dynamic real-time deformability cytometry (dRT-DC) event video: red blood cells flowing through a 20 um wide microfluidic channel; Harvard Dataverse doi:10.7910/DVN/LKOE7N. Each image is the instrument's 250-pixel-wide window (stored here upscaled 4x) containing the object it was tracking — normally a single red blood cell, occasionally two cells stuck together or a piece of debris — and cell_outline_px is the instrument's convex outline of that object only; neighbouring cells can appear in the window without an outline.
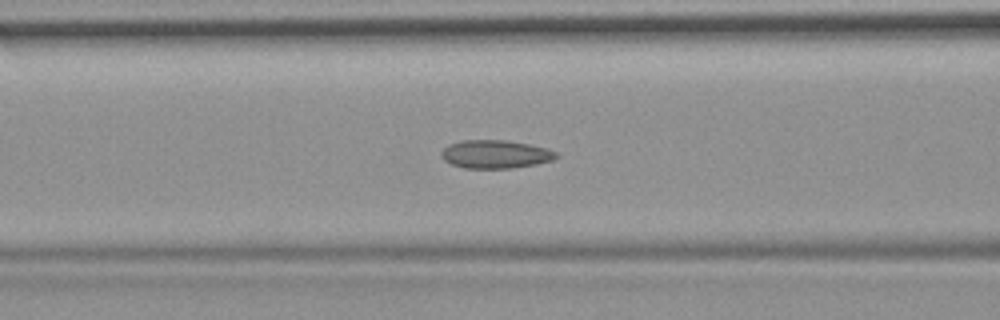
{"species": "common noctule bat (a hibernating species)", "species_latin": "Nyctalus noctula", "temperature_condition": "room temperature", "stored_images_in_passage": 46, "camera_frame_rate_fps": 3000, "um_per_image_px": 0.085, "animal": {"sex": "female", "body_mass_g": 19.9}, "frame": {"image": 1, "passage_image": 22, "time_ms": 7.0, "image_size_px": [1000, 320], "cell_outline_px": [[560, 156], [552, 160], [536, 164], [512, 168], [464, 168], [452, 164], [444, 160], [440, 156], [440, 152], [448, 144], [460, 140], [504, 140], [528, 144], [548, 148], [556, 152]], "centroid_in_image_um": [42.09, 13.1], "position_along_channel_um": 124.5, "area_um2": 19.02}}
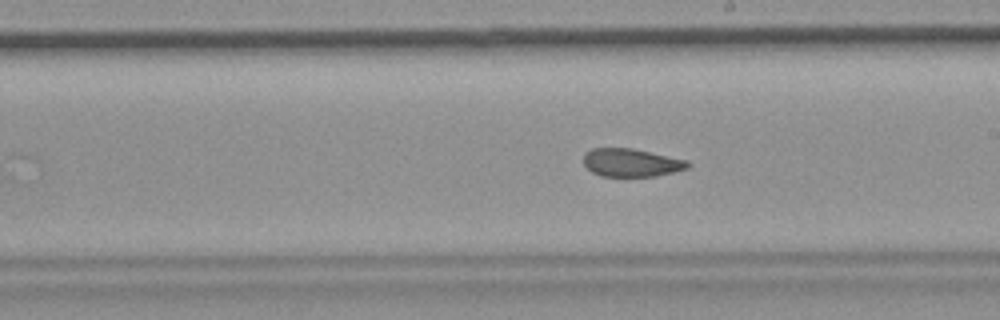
{"frame": {"image": 2, "passage_image": 31, "time_ms": 10.0, "image_size_px": [1000, 320], "cell_outline_px": [[692, 164], [688, 168], [656, 176], [600, 176], [592, 172], [584, 164], [584, 152], [592, 148], [632, 148], [688, 160]], "centroid_in_image_um": [53.66, 13.82], "position_along_channel_um": 235.3, "area_um2": 17.11}}
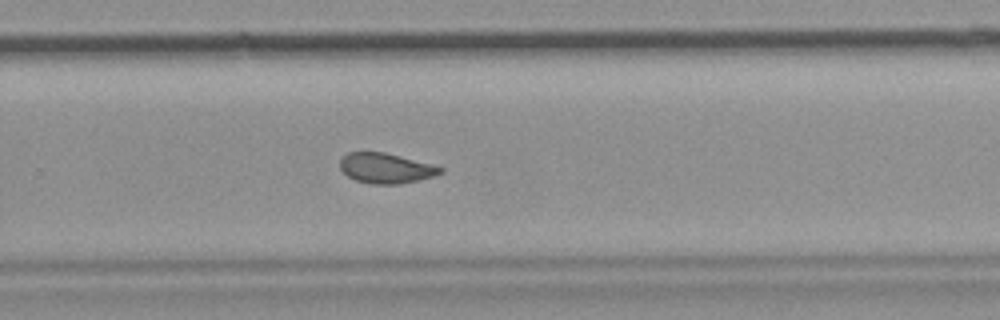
{"frame": {"image": 3, "passage_image": 36, "time_ms": 11.667, "image_size_px": [1000, 320], "cell_outline_px": [[444, 172], [436, 176], [420, 180], [400, 184], [368, 184], [356, 180], [348, 176], [340, 168], [340, 160], [348, 152], [384, 152], [432, 164], [444, 168]], "centroid_in_image_um": [32.84, 14.31], "position_along_channel_um": 297.0, "area_um2": 17.74}, "authors_computed_cell_mechanics": {"area_um2": 18.6116, "velocity_mm_per_s": 3.7038, "shape_relaxation_time_tau1_ms": null, "shape_relaxation_time_tau2_ms": 1.8204, "deformation_change_tau1": null, "deformation_change_tau2": 0.0704}}